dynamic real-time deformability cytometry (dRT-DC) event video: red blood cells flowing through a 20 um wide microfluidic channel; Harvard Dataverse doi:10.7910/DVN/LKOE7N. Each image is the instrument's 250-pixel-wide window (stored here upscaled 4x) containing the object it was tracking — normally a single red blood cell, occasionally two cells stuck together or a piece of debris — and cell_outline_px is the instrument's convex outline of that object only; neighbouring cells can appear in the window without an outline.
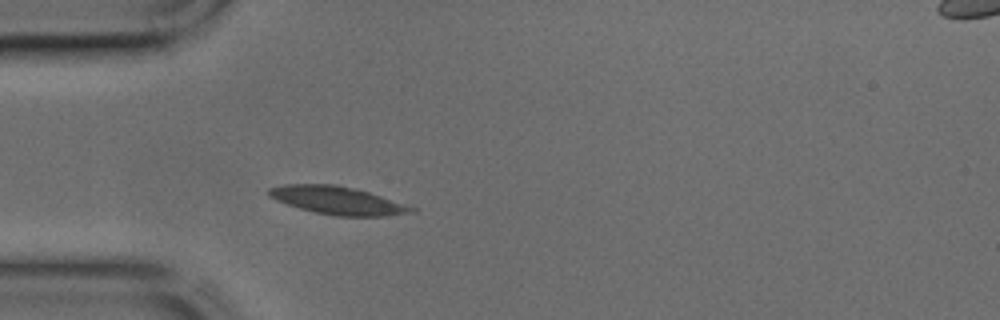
{"species": "common noctule bat (a hibernating species)", "species_latin": "Nyctalus noctula", "temperature_condition": "cold", "stored_images_in_passage": 5, "camera_frame_rate_fps": 3000, "um_per_image_px": 0.085, "animal": {"sex": "male", "body_mass_g": 17.9, "forearm_length_mm": 54.2}, "frame": {"image": 1, "passage_image": 4, "time_ms": 1.0, "image_size_px": [1000, 320], "cell_outline_px": [[416, 212], [388, 216], [336, 216], [316, 212], [300, 208], [276, 200], [268, 196], [268, 188], [284, 184], [332, 184], [356, 188], [416, 208]], "centroid_in_image_um": [28.68, 17.03], "position_along_channel_um": 56.3, "area_um2": 23.06}}